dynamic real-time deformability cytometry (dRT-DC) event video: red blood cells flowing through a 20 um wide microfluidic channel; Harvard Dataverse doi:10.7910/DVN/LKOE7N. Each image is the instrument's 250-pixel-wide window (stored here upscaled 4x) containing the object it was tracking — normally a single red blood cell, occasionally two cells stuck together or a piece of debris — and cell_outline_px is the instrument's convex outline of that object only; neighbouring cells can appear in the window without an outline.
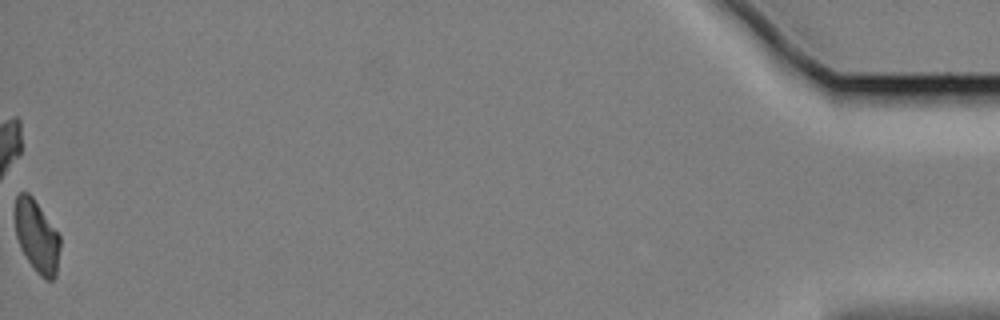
{"species": "Egyptian fruit bat (a non-hibernating species)", "species_latin": "Rousettus aegyptiacus", "temperature_condition": "cold", "stored_images_in_passage": 58, "camera_frame_rate_fps": 3000, "um_per_image_px": 0.085, "animal": {"sex": "female"}, "frame": {"image": 1, "passage_image": 58, "time_ms": 19.0, "image_size_px": [1000, 320], "cell_outline_px": [[60, 248], [56, 276], [52, 280], [44, 280], [36, 272], [24, 256], [20, 248], [16, 236], [16, 196], [20, 192], [28, 192], [32, 196], [60, 236]], "centroid_in_image_um": [3.14, 20.14], "position_along_channel_um": 432.1, "area_um2": 18.9}, "authors_computed_cell_mechanics": {"area_um2": 20.6924, "velocity_mm_per_s": 3.3803, "shape_relaxation_time_tau1_ms": 5.5828, "shape_relaxation_time_tau2_ms": 8.4291, "deformation_change_tau1": 0.1415, "deformation_change_tau2": 0.1467}}